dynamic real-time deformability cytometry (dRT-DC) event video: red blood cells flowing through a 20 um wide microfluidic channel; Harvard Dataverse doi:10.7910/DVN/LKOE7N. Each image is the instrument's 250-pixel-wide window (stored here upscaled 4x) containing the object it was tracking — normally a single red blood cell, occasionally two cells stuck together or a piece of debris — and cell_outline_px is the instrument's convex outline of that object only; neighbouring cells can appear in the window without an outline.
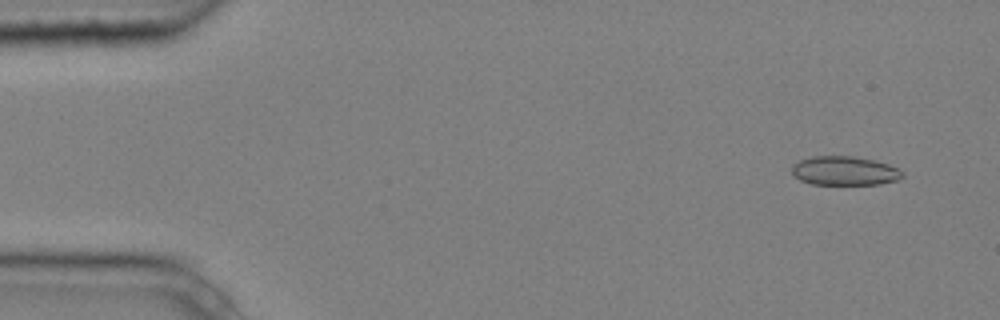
{"species": "common noctule bat (a hibernating species)", "species_latin": "Nyctalus noctula", "temperature_condition": "cold", "stored_images_in_passage": 4, "camera_frame_rate_fps": 3000, "um_per_image_px": 0.085, "animal": {"sex": "male", "body_mass_g": 20.4}, "frame": {"image": 1, "passage_image": 1, "time_ms": 0.0, "image_size_px": [1000, 320], "cell_outline_px": [[904, 176], [900, 180], [880, 184], [812, 184], [800, 180], [792, 172], [792, 164], [800, 160], [812, 156], [856, 156], [888, 164], [904, 172]], "centroid_in_image_um": [71.81, 14.52], "position_along_channel_um": 13.2, "area_um2": 18.73}}
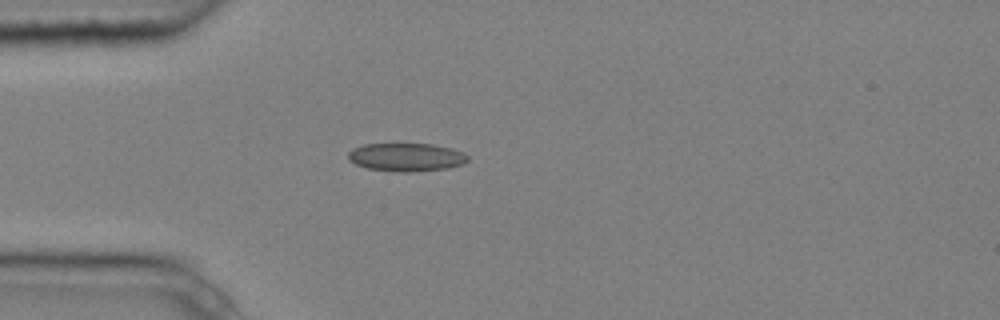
{"frame": {"image": 2, "passage_image": 4, "time_ms": 1.0, "image_size_px": [1000, 320], "cell_outline_px": [[468, 160], [464, 164], [448, 168], [408, 172], [368, 168], [356, 164], [348, 160], [348, 152], [352, 148], [364, 144], [432, 144], [452, 148], [468, 156]], "centroid_in_image_um": [34.53, 13.35], "position_along_channel_um": 50.5, "area_um2": 19.48}}